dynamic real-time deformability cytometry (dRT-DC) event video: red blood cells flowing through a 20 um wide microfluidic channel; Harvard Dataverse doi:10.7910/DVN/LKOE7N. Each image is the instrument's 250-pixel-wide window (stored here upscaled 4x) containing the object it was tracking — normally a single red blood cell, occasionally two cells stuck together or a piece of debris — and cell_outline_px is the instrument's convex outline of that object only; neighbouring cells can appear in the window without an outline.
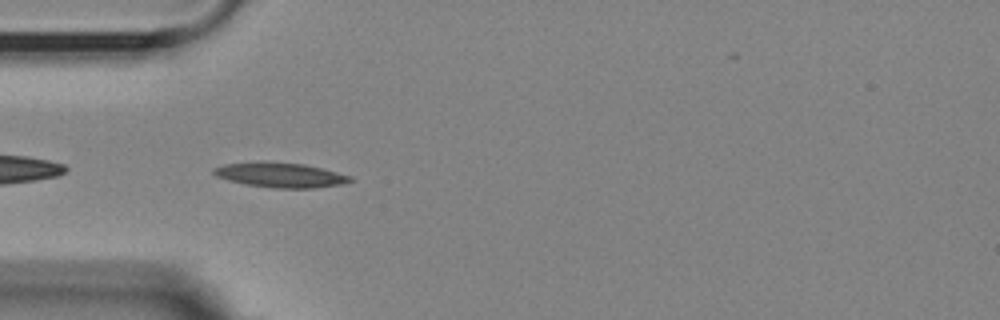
{"species": "Egyptian fruit bat (a non-hibernating species)", "species_latin": "Rousettus aegyptiacus", "temperature_condition": "room temperature", "stored_images_in_passage": 41, "camera_frame_rate_fps": 3000, "um_per_image_px": 0.085, "animal": {"sex": "female"}, "frame": {"image": 1, "passage_image": 2, "time_ms": 0.333, "image_size_px": [1000, 320], "cell_outline_px": [[352, 180], [340, 184], [312, 188], [272, 188], [248, 184], [228, 180], [216, 176], [212, 172], [212, 168], [224, 164], [256, 160], [264, 160], [304, 164], [352, 176]], "centroid_in_image_um": [23.75, 14.84], "position_along_channel_um": 61.2, "area_um2": 19.88}}
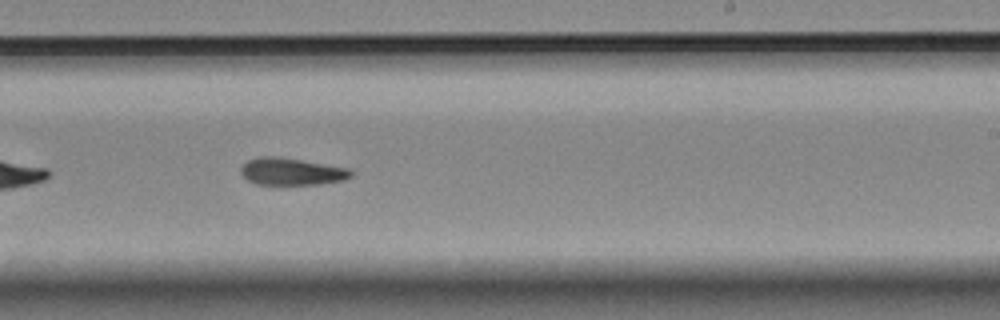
{"frame": {"image": 2, "passage_image": 19, "time_ms": 6.0, "image_size_px": [1000, 320], "cell_outline_px": [[352, 176], [344, 180], [320, 184], [256, 184], [248, 180], [240, 172], [240, 168], [248, 160], [256, 156], [272, 156], [300, 160], [348, 168], [352, 172]], "centroid_in_image_um": [24.76, 14.58], "position_along_channel_um": 264.2, "area_um2": 17.22}}
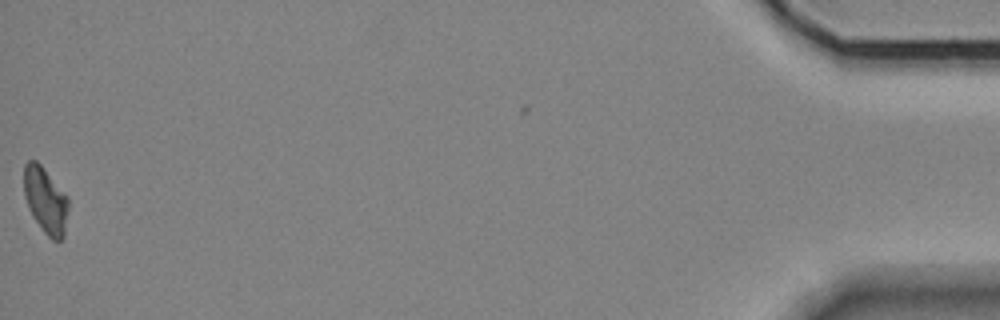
{"frame": {"image": 3, "passage_image": 41, "time_ms": 13.333, "image_size_px": [1000, 320], "cell_outline_px": [[68, 208], [64, 236], [60, 240], [52, 240], [44, 232], [32, 216], [28, 208], [24, 196], [24, 164], [28, 160], [36, 160], [44, 168], [68, 196]], "centroid_in_image_um": [3.86, 17.01], "position_along_channel_um": 431.3, "area_um2": 17.22}, "authors_computed_cell_mechanics": {"area_um2": 17.5134, "velocity_mm_per_s": 3.6045, "shape_relaxation_time_tau1_ms": 7.5052, "shape_relaxation_time_tau2_ms": 10.6079, "deformation_change_tau1": 0.2205, "deformation_change_tau2": 0.1903}}